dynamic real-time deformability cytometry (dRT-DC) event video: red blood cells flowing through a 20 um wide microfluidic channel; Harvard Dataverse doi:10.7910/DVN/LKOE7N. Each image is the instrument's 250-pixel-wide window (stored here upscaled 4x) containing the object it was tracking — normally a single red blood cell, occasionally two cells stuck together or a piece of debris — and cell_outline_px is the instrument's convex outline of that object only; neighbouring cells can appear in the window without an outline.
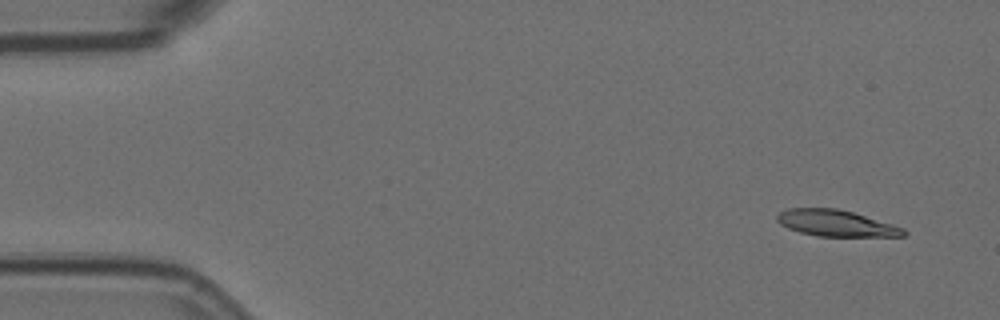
{"species": "Egyptian fruit bat (a non-hibernating species)", "species_latin": "Rousettus aegyptiacus", "temperature_condition": "room temperature", "stored_images_in_passage": 6, "segment_of_instrument_passage": [1, 2], "camera_frame_rate_fps": 3000, "um_per_image_px": 0.085, "animal": {"sex": "female"}, "frame": {"image": 1, "passage_image": 1, "time_ms": 0.0, "image_size_px": [1000, 320], "cell_outline_px": [[908, 236], [816, 236], [800, 232], [788, 228], [780, 224], [776, 220], [776, 216], [780, 212], [788, 208], [836, 208], [852, 212], [892, 224], [904, 228], [908, 232]], "centroid_in_image_um": [71.06, 18.97], "position_along_channel_um": 13.9, "area_um2": 19.36}}
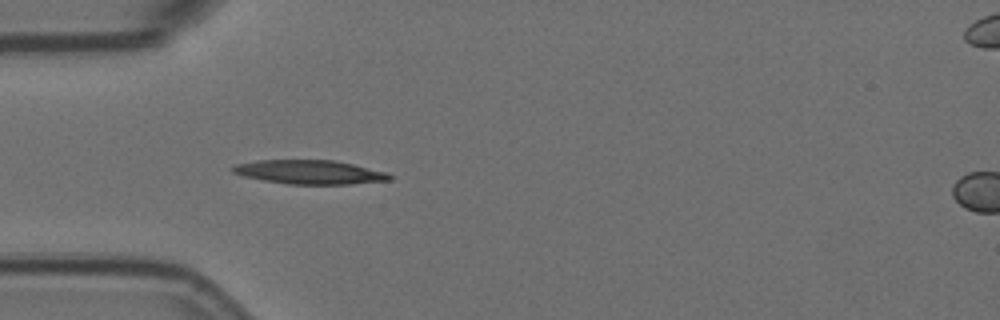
{"frame": {"image": 2, "passage_image": 5, "time_ms": 1.333, "image_size_px": [1000, 320], "cell_outline_px": [[396, 176], [392, 180], [348, 184], [288, 184], [264, 180], [244, 176], [232, 172], [232, 168], [236, 164], [256, 160], [332, 160], [352, 164], [388, 172]], "centroid_in_image_um": [26.38, 14.63], "position_along_channel_um": 58.6, "area_um2": 21.91}}